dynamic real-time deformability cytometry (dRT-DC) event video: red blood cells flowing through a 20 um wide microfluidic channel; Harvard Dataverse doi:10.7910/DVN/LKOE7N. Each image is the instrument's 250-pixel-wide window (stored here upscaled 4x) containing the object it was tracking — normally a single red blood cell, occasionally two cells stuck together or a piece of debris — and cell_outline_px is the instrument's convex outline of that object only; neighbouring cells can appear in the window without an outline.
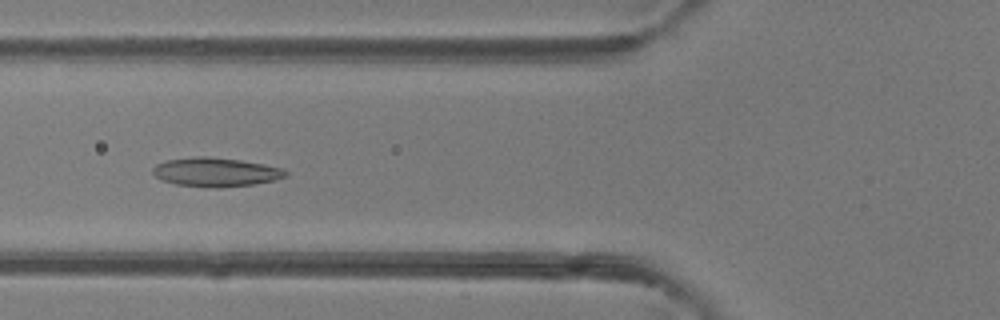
{"species": "common noctule bat (a hibernating species)", "species_latin": "Nyctalus noctula", "temperature_condition": "room temperature", "stored_images_in_passage": 38, "camera_frame_rate_fps": 3000, "um_per_image_px": 0.085, "animal": {"sex": "female"}, "frame": {"image": 1, "passage_image": 8, "time_ms": 2.333, "image_size_px": [1000, 320], "cell_outline_px": [[288, 176], [276, 180], [252, 184], [220, 188], [216, 188], [176, 184], [160, 180], [152, 172], [152, 168], [156, 164], [168, 160], [196, 156], [208, 156], [240, 160], [264, 164], [284, 168], [288, 172]], "centroid_in_image_um": [18.36, 14.63], "position_along_channel_um": 107.4, "area_um2": 22.54}}
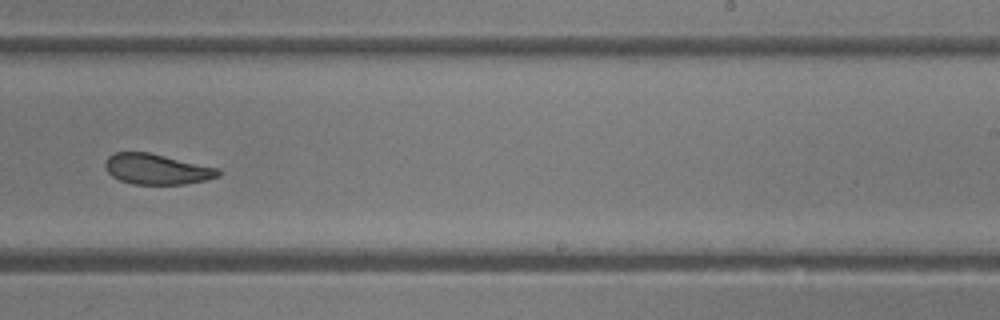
{"frame": {"image": 2, "passage_image": 20, "time_ms": 6.333, "image_size_px": [1000, 320], "cell_outline_px": [[220, 176], [204, 180], [184, 184], [132, 184], [120, 180], [112, 176], [108, 172], [104, 164], [108, 156], [116, 152], [148, 152], [220, 168]], "centroid_in_image_um": [13.33, 14.37], "position_along_channel_um": 275.7, "area_um2": 20.06}}
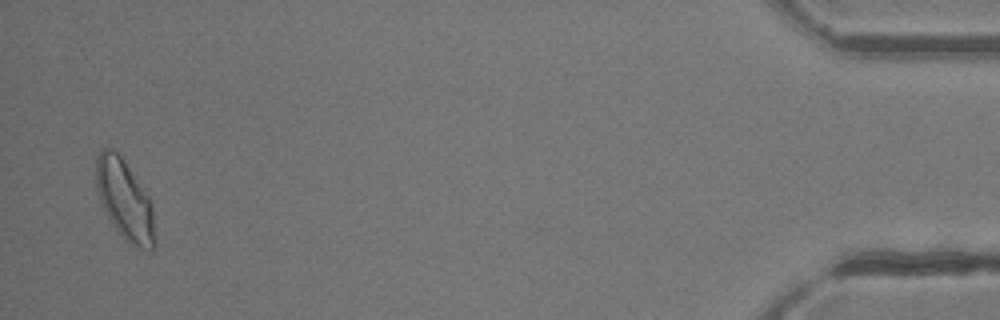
{"frame": {"image": 3, "passage_image": 37, "time_ms": 12.0, "image_size_px": [1000, 320], "cell_outline_px": [[156, 244], [152, 248], [140, 248], [124, 240], [112, 224], [100, 200], [96, 188], [96, 156], [104, 148], [112, 148], [120, 156], [148, 196], [152, 204]], "centroid_in_image_um": [10.6, 17.01], "position_along_channel_um": 424.6, "area_um2": 26.93}, "authors_computed_cell_mechanics": {"area_um2": 22.0796, "velocity_mm_per_s": 4.2137, "shape_relaxation_time_tau1_ms": null, "shape_relaxation_time_tau2_ms": 1.8295, "deformation_change_tau1": null, "deformation_change_tau2": 0.0778}}